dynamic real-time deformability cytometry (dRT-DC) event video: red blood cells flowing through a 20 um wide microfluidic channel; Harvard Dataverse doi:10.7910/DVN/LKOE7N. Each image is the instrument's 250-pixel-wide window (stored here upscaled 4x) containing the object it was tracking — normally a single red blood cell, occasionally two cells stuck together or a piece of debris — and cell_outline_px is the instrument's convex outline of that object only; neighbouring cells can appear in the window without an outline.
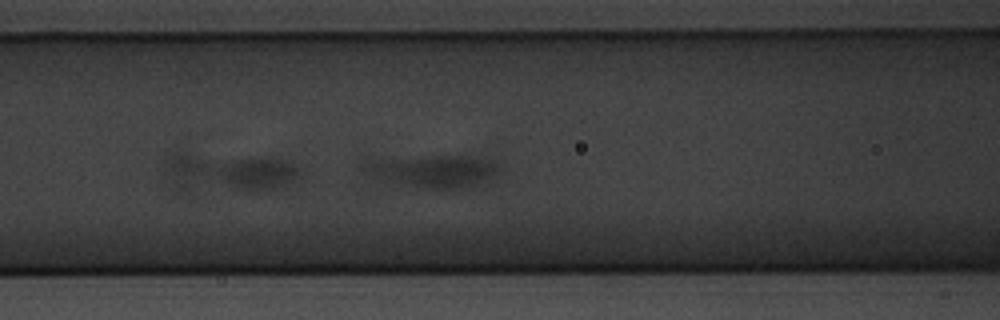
{"species": "common noctule bat (a hibernating species)", "species_latin": "Nyctalus noctula", "temperature_condition": "warm", "stored_images_in_passage": 38, "segment_of_instrument_passage": [1, 2], "camera_frame_rate_fps": 3000, "um_per_image_px": 0.085, "animal": {"sex": "male", "body_mass_g": 20.1, "forearm_length_mm": 53.5}, "frame": {"image": 1, "passage_image": 22, "time_ms": 7.0, "image_size_px": [1000, 320], "cell_outline_px": [[500, 172], [496, 176], [488, 180], [452, 192], [360, 188], [356, 164], [368, 156], [472, 156], [492, 160], [500, 164]], "centroid_in_image_um": [36.12, 14.67], "position_along_channel_um": 130.5, "area_um2": 31.79}}